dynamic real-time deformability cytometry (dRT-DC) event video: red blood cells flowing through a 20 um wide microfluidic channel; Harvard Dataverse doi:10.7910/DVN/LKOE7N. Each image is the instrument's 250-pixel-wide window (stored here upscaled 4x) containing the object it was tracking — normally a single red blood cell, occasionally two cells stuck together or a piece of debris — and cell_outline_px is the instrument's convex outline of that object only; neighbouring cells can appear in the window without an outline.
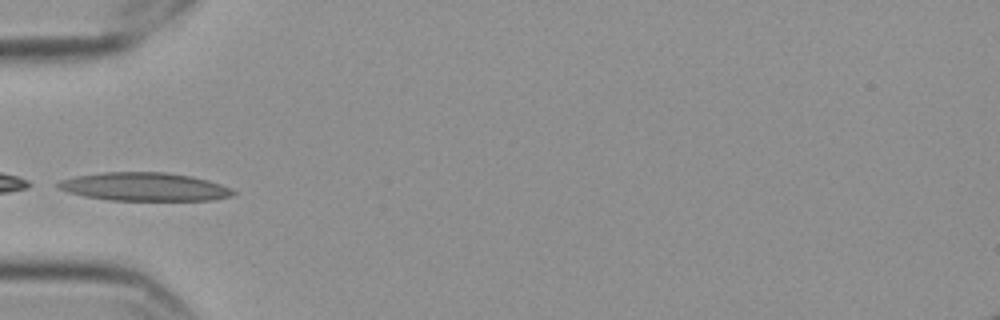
{"species": "Egyptian fruit bat (a non-hibernating species)", "species_latin": "Rousettus aegyptiacus", "temperature_condition": "cold", "stored_images_in_passage": 25, "camera_frame_rate_fps": 3000, "um_per_image_px": 0.085, "frame": {"image": 1, "passage_image": 1, "time_ms": 0.0, "image_size_px": [1000, 320], "cell_outline_px": [[236, 192], [232, 196], [212, 200], [108, 200], [84, 196], [68, 192], [56, 188], [56, 184], [60, 180], [76, 176], [100, 172], [164, 172], [192, 176], [208, 180], [232, 188]], "centroid_in_image_um": [12.26, 15.87], "position_along_channel_um": 72.7, "area_um2": 29.02}}
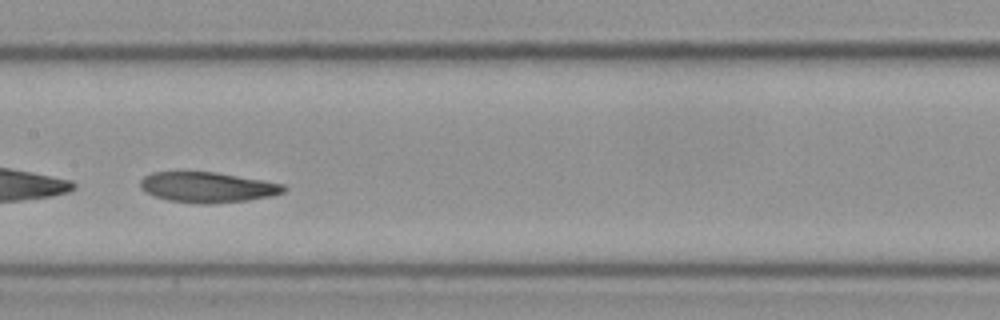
{"frame": {"image": 2, "passage_image": 11, "time_ms": 3.333, "image_size_px": [1000, 320], "cell_outline_px": [[288, 188], [284, 192], [272, 196], [248, 200], [212, 204], [200, 204], [168, 200], [144, 192], [140, 188], [140, 180], [144, 176], [152, 172], [216, 172], [284, 184]], "centroid_in_image_um": [17.64, 15.92], "position_along_channel_um": 189.8, "area_um2": 25.49}}
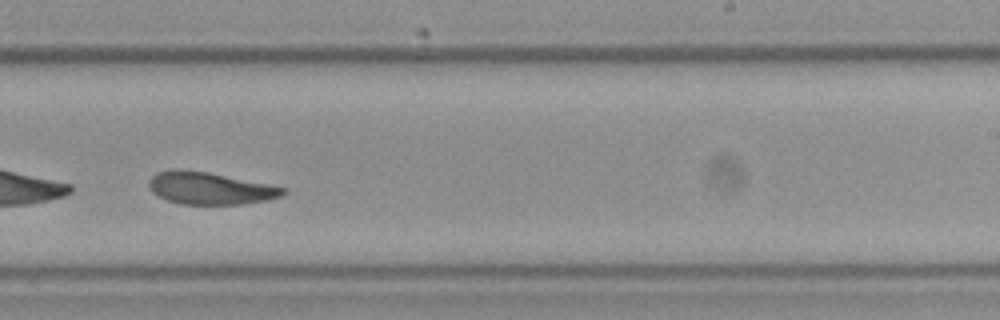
{"frame": {"image": 3, "passage_image": 18, "time_ms": 5.667, "image_size_px": [1000, 320], "cell_outline_px": [[288, 192], [280, 196], [268, 200], [244, 204], [180, 204], [168, 200], [152, 192], [148, 184], [148, 180], [156, 172], [172, 168], [176, 168], [208, 172], [268, 184], [284, 188]], "centroid_in_image_um": [17.82, 15.99], "position_along_channel_um": 271.2, "area_um2": 25.2}}